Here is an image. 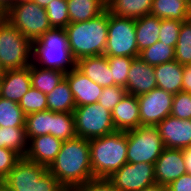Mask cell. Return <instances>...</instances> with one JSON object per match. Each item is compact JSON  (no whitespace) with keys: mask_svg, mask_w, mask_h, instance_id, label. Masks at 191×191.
I'll use <instances>...</instances> for the list:
<instances>
[{"mask_svg":"<svg viewBox=\"0 0 191 191\" xmlns=\"http://www.w3.org/2000/svg\"><path fill=\"white\" fill-rule=\"evenodd\" d=\"M139 57L152 66L171 62L175 60V47L157 41L150 47L140 51Z\"/></svg>","mask_w":191,"mask_h":191,"instance_id":"1f68e13d","label":"cell"},{"mask_svg":"<svg viewBox=\"0 0 191 191\" xmlns=\"http://www.w3.org/2000/svg\"><path fill=\"white\" fill-rule=\"evenodd\" d=\"M182 91L191 93V65H184Z\"/></svg>","mask_w":191,"mask_h":191,"instance_id":"7bdbcfd3","label":"cell"},{"mask_svg":"<svg viewBox=\"0 0 191 191\" xmlns=\"http://www.w3.org/2000/svg\"><path fill=\"white\" fill-rule=\"evenodd\" d=\"M7 17V13L0 7V21L5 20Z\"/></svg>","mask_w":191,"mask_h":191,"instance_id":"c3c4849f","label":"cell"},{"mask_svg":"<svg viewBox=\"0 0 191 191\" xmlns=\"http://www.w3.org/2000/svg\"><path fill=\"white\" fill-rule=\"evenodd\" d=\"M167 191H191V174L185 173L166 186Z\"/></svg>","mask_w":191,"mask_h":191,"instance_id":"b9f144b4","label":"cell"},{"mask_svg":"<svg viewBox=\"0 0 191 191\" xmlns=\"http://www.w3.org/2000/svg\"><path fill=\"white\" fill-rule=\"evenodd\" d=\"M0 147L11 149L24 157L28 149L26 128L0 126Z\"/></svg>","mask_w":191,"mask_h":191,"instance_id":"83f0119b","label":"cell"},{"mask_svg":"<svg viewBox=\"0 0 191 191\" xmlns=\"http://www.w3.org/2000/svg\"><path fill=\"white\" fill-rule=\"evenodd\" d=\"M62 142L51 134L33 137L28 141V149L24 157L29 161L49 168L55 161Z\"/></svg>","mask_w":191,"mask_h":191,"instance_id":"e0dca14e","label":"cell"},{"mask_svg":"<svg viewBox=\"0 0 191 191\" xmlns=\"http://www.w3.org/2000/svg\"><path fill=\"white\" fill-rule=\"evenodd\" d=\"M18 105L25 115L47 110V95L31 87L22 97Z\"/></svg>","mask_w":191,"mask_h":191,"instance_id":"d590c367","label":"cell"},{"mask_svg":"<svg viewBox=\"0 0 191 191\" xmlns=\"http://www.w3.org/2000/svg\"><path fill=\"white\" fill-rule=\"evenodd\" d=\"M114 0H104L106 7H108Z\"/></svg>","mask_w":191,"mask_h":191,"instance_id":"f5cc1de1","label":"cell"},{"mask_svg":"<svg viewBox=\"0 0 191 191\" xmlns=\"http://www.w3.org/2000/svg\"><path fill=\"white\" fill-rule=\"evenodd\" d=\"M73 191H119L108 178H93Z\"/></svg>","mask_w":191,"mask_h":191,"instance_id":"60d3db41","label":"cell"},{"mask_svg":"<svg viewBox=\"0 0 191 191\" xmlns=\"http://www.w3.org/2000/svg\"><path fill=\"white\" fill-rule=\"evenodd\" d=\"M2 183L10 191H65L48 168L22 157Z\"/></svg>","mask_w":191,"mask_h":191,"instance_id":"5b68a950","label":"cell"},{"mask_svg":"<svg viewBox=\"0 0 191 191\" xmlns=\"http://www.w3.org/2000/svg\"><path fill=\"white\" fill-rule=\"evenodd\" d=\"M45 10L52 28L65 29L70 24L67 0H53Z\"/></svg>","mask_w":191,"mask_h":191,"instance_id":"836d02e7","label":"cell"},{"mask_svg":"<svg viewBox=\"0 0 191 191\" xmlns=\"http://www.w3.org/2000/svg\"><path fill=\"white\" fill-rule=\"evenodd\" d=\"M106 57H138L135 19L119 17L109 12Z\"/></svg>","mask_w":191,"mask_h":191,"instance_id":"9c48e42d","label":"cell"},{"mask_svg":"<svg viewBox=\"0 0 191 191\" xmlns=\"http://www.w3.org/2000/svg\"><path fill=\"white\" fill-rule=\"evenodd\" d=\"M183 157L185 161L186 171L191 174V146L183 149Z\"/></svg>","mask_w":191,"mask_h":191,"instance_id":"ee69618b","label":"cell"},{"mask_svg":"<svg viewBox=\"0 0 191 191\" xmlns=\"http://www.w3.org/2000/svg\"><path fill=\"white\" fill-rule=\"evenodd\" d=\"M32 56L35 61L39 60L38 62L41 64H36L35 61L32 63L42 68L61 70L67 73L76 67V61L68 46L66 30L62 28H51L38 40L32 42Z\"/></svg>","mask_w":191,"mask_h":191,"instance_id":"277c9868","label":"cell"},{"mask_svg":"<svg viewBox=\"0 0 191 191\" xmlns=\"http://www.w3.org/2000/svg\"><path fill=\"white\" fill-rule=\"evenodd\" d=\"M109 10L88 21L65 27L68 46L74 60L104 55L108 37Z\"/></svg>","mask_w":191,"mask_h":191,"instance_id":"7a4b0ae2","label":"cell"},{"mask_svg":"<svg viewBox=\"0 0 191 191\" xmlns=\"http://www.w3.org/2000/svg\"><path fill=\"white\" fill-rule=\"evenodd\" d=\"M94 178H107L127 163V133L115 131L89 140Z\"/></svg>","mask_w":191,"mask_h":191,"instance_id":"3957f363","label":"cell"},{"mask_svg":"<svg viewBox=\"0 0 191 191\" xmlns=\"http://www.w3.org/2000/svg\"><path fill=\"white\" fill-rule=\"evenodd\" d=\"M173 94L158 87L137 96L140 125L156 126L171 114Z\"/></svg>","mask_w":191,"mask_h":191,"instance_id":"7c38bea8","label":"cell"},{"mask_svg":"<svg viewBox=\"0 0 191 191\" xmlns=\"http://www.w3.org/2000/svg\"><path fill=\"white\" fill-rule=\"evenodd\" d=\"M75 107L74 97L66 79L47 94V110L57 113H73Z\"/></svg>","mask_w":191,"mask_h":191,"instance_id":"484cf974","label":"cell"},{"mask_svg":"<svg viewBox=\"0 0 191 191\" xmlns=\"http://www.w3.org/2000/svg\"><path fill=\"white\" fill-rule=\"evenodd\" d=\"M188 20L191 22V9H190V14H189Z\"/></svg>","mask_w":191,"mask_h":191,"instance_id":"11a10c76","label":"cell"},{"mask_svg":"<svg viewBox=\"0 0 191 191\" xmlns=\"http://www.w3.org/2000/svg\"><path fill=\"white\" fill-rule=\"evenodd\" d=\"M32 42L8 20L0 21V62L6 70L28 67L33 60Z\"/></svg>","mask_w":191,"mask_h":191,"instance_id":"8992f818","label":"cell"},{"mask_svg":"<svg viewBox=\"0 0 191 191\" xmlns=\"http://www.w3.org/2000/svg\"><path fill=\"white\" fill-rule=\"evenodd\" d=\"M183 1L186 2L191 7V0H183Z\"/></svg>","mask_w":191,"mask_h":191,"instance_id":"db71d44e","label":"cell"},{"mask_svg":"<svg viewBox=\"0 0 191 191\" xmlns=\"http://www.w3.org/2000/svg\"><path fill=\"white\" fill-rule=\"evenodd\" d=\"M181 21L172 19H161L159 40L167 46L176 47L181 28Z\"/></svg>","mask_w":191,"mask_h":191,"instance_id":"8d00e7d4","label":"cell"},{"mask_svg":"<svg viewBox=\"0 0 191 191\" xmlns=\"http://www.w3.org/2000/svg\"><path fill=\"white\" fill-rule=\"evenodd\" d=\"M0 191H10L3 183L0 185Z\"/></svg>","mask_w":191,"mask_h":191,"instance_id":"f907efd6","label":"cell"},{"mask_svg":"<svg viewBox=\"0 0 191 191\" xmlns=\"http://www.w3.org/2000/svg\"><path fill=\"white\" fill-rule=\"evenodd\" d=\"M140 191H167L165 186L159 185L158 183H154L146 188L141 189Z\"/></svg>","mask_w":191,"mask_h":191,"instance_id":"bcb514c9","label":"cell"},{"mask_svg":"<svg viewBox=\"0 0 191 191\" xmlns=\"http://www.w3.org/2000/svg\"><path fill=\"white\" fill-rule=\"evenodd\" d=\"M127 133V163L155 164L164 150L157 126L140 125Z\"/></svg>","mask_w":191,"mask_h":191,"instance_id":"52a82bcc","label":"cell"},{"mask_svg":"<svg viewBox=\"0 0 191 191\" xmlns=\"http://www.w3.org/2000/svg\"><path fill=\"white\" fill-rule=\"evenodd\" d=\"M107 178L119 191H140L156 183L154 164L145 162L125 163Z\"/></svg>","mask_w":191,"mask_h":191,"instance_id":"8fae6325","label":"cell"},{"mask_svg":"<svg viewBox=\"0 0 191 191\" xmlns=\"http://www.w3.org/2000/svg\"><path fill=\"white\" fill-rule=\"evenodd\" d=\"M31 88L29 66L22 69L6 70L1 78L0 97L19 103Z\"/></svg>","mask_w":191,"mask_h":191,"instance_id":"d6986e66","label":"cell"},{"mask_svg":"<svg viewBox=\"0 0 191 191\" xmlns=\"http://www.w3.org/2000/svg\"><path fill=\"white\" fill-rule=\"evenodd\" d=\"M26 115L17 102L0 97V126L25 127Z\"/></svg>","mask_w":191,"mask_h":191,"instance_id":"f546056e","label":"cell"},{"mask_svg":"<svg viewBox=\"0 0 191 191\" xmlns=\"http://www.w3.org/2000/svg\"><path fill=\"white\" fill-rule=\"evenodd\" d=\"M191 7L183 0H153L150 14L160 19L188 21Z\"/></svg>","mask_w":191,"mask_h":191,"instance_id":"d4e9b609","label":"cell"},{"mask_svg":"<svg viewBox=\"0 0 191 191\" xmlns=\"http://www.w3.org/2000/svg\"><path fill=\"white\" fill-rule=\"evenodd\" d=\"M73 114L78 137L91 140L116 131L111 112L98 103L75 107Z\"/></svg>","mask_w":191,"mask_h":191,"instance_id":"30bf717a","label":"cell"},{"mask_svg":"<svg viewBox=\"0 0 191 191\" xmlns=\"http://www.w3.org/2000/svg\"><path fill=\"white\" fill-rule=\"evenodd\" d=\"M152 4L153 0H114L107 9L116 16L137 19L150 14Z\"/></svg>","mask_w":191,"mask_h":191,"instance_id":"4316f807","label":"cell"},{"mask_svg":"<svg viewBox=\"0 0 191 191\" xmlns=\"http://www.w3.org/2000/svg\"><path fill=\"white\" fill-rule=\"evenodd\" d=\"M33 0H15V4H20V3H24V2H31Z\"/></svg>","mask_w":191,"mask_h":191,"instance_id":"816d5d0a","label":"cell"},{"mask_svg":"<svg viewBox=\"0 0 191 191\" xmlns=\"http://www.w3.org/2000/svg\"><path fill=\"white\" fill-rule=\"evenodd\" d=\"M50 134L62 141L75 138L77 135L74 114L52 111V130H50Z\"/></svg>","mask_w":191,"mask_h":191,"instance_id":"4dcf8cb0","label":"cell"},{"mask_svg":"<svg viewBox=\"0 0 191 191\" xmlns=\"http://www.w3.org/2000/svg\"><path fill=\"white\" fill-rule=\"evenodd\" d=\"M170 115L179 119H191V93L181 91L173 96Z\"/></svg>","mask_w":191,"mask_h":191,"instance_id":"74e56055","label":"cell"},{"mask_svg":"<svg viewBox=\"0 0 191 191\" xmlns=\"http://www.w3.org/2000/svg\"><path fill=\"white\" fill-rule=\"evenodd\" d=\"M15 5V0H0V7L7 13Z\"/></svg>","mask_w":191,"mask_h":191,"instance_id":"f6af8a7d","label":"cell"},{"mask_svg":"<svg viewBox=\"0 0 191 191\" xmlns=\"http://www.w3.org/2000/svg\"><path fill=\"white\" fill-rule=\"evenodd\" d=\"M48 171L66 190L70 191L93 179L89 140L76 136L63 141Z\"/></svg>","mask_w":191,"mask_h":191,"instance_id":"6da1fadb","label":"cell"},{"mask_svg":"<svg viewBox=\"0 0 191 191\" xmlns=\"http://www.w3.org/2000/svg\"><path fill=\"white\" fill-rule=\"evenodd\" d=\"M133 58L107 57V61L111 70L113 85H119L126 88L127 78Z\"/></svg>","mask_w":191,"mask_h":191,"instance_id":"e575fe53","label":"cell"},{"mask_svg":"<svg viewBox=\"0 0 191 191\" xmlns=\"http://www.w3.org/2000/svg\"><path fill=\"white\" fill-rule=\"evenodd\" d=\"M160 25L161 19L151 14L135 19L138 52L159 40Z\"/></svg>","mask_w":191,"mask_h":191,"instance_id":"7402d4cb","label":"cell"},{"mask_svg":"<svg viewBox=\"0 0 191 191\" xmlns=\"http://www.w3.org/2000/svg\"><path fill=\"white\" fill-rule=\"evenodd\" d=\"M111 114L116 131L126 132L139 127L140 110L137 96L126 93Z\"/></svg>","mask_w":191,"mask_h":191,"instance_id":"ac0fdd59","label":"cell"},{"mask_svg":"<svg viewBox=\"0 0 191 191\" xmlns=\"http://www.w3.org/2000/svg\"><path fill=\"white\" fill-rule=\"evenodd\" d=\"M76 68L103 88L113 85L111 70L105 55L79 59L76 62Z\"/></svg>","mask_w":191,"mask_h":191,"instance_id":"ffe728a7","label":"cell"},{"mask_svg":"<svg viewBox=\"0 0 191 191\" xmlns=\"http://www.w3.org/2000/svg\"><path fill=\"white\" fill-rule=\"evenodd\" d=\"M125 87L119 85H112L110 87H104L102 94L99 97L98 104L105 107L112 112L113 108L118 105L121 99L126 95Z\"/></svg>","mask_w":191,"mask_h":191,"instance_id":"f35d334b","label":"cell"},{"mask_svg":"<svg viewBox=\"0 0 191 191\" xmlns=\"http://www.w3.org/2000/svg\"><path fill=\"white\" fill-rule=\"evenodd\" d=\"M157 87L175 95L182 91L184 65L176 60L154 66Z\"/></svg>","mask_w":191,"mask_h":191,"instance_id":"44dd1931","label":"cell"},{"mask_svg":"<svg viewBox=\"0 0 191 191\" xmlns=\"http://www.w3.org/2000/svg\"><path fill=\"white\" fill-rule=\"evenodd\" d=\"M157 87L154 66L143 61L139 56L133 58L129 70L126 92L139 96Z\"/></svg>","mask_w":191,"mask_h":191,"instance_id":"9a60e30c","label":"cell"},{"mask_svg":"<svg viewBox=\"0 0 191 191\" xmlns=\"http://www.w3.org/2000/svg\"><path fill=\"white\" fill-rule=\"evenodd\" d=\"M175 60L181 65H191V22H182L175 47Z\"/></svg>","mask_w":191,"mask_h":191,"instance_id":"d6a6232c","label":"cell"},{"mask_svg":"<svg viewBox=\"0 0 191 191\" xmlns=\"http://www.w3.org/2000/svg\"><path fill=\"white\" fill-rule=\"evenodd\" d=\"M65 79L72 91L76 107L98 103L103 87L90 80L76 67L65 74Z\"/></svg>","mask_w":191,"mask_h":191,"instance_id":"2e32d148","label":"cell"},{"mask_svg":"<svg viewBox=\"0 0 191 191\" xmlns=\"http://www.w3.org/2000/svg\"><path fill=\"white\" fill-rule=\"evenodd\" d=\"M31 87L43 92L45 95L65 79V72L55 69L38 67L34 63L29 65Z\"/></svg>","mask_w":191,"mask_h":191,"instance_id":"603a6c76","label":"cell"},{"mask_svg":"<svg viewBox=\"0 0 191 191\" xmlns=\"http://www.w3.org/2000/svg\"><path fill=\"white\" fill-rule=\"evenodd\" d=\"M6 20L31 42L52 28L45 8L33 1L15 4L7 12Z\"/></svg>","mask_w":191,"mask_h":191,"instance_id":"ba28073f","label":"cell"},{"mask_svg":"<svg viewBox=\"0 0 191 191\" xmlns=\"http://www.w3.org/2000/svg\"><path fill=\"white\" fill-rule=\"evenodd\" d=\"M53 0H33L39 6L46 8Z\"/></svg>","mask_w":191,"mask_h":191,"instance_id":"7dc6e473","label":"cell"},{"mask_svg":"<svg viewBox=\"0 0 191 191\" xmlns=\"http://www.w3.org/2000/svg\"><path fill=\"white\" fill-rule=\"evenodd\" d=\"M25 128L28 141L33 137L50 134L52 111L45 110L26 115Z\"/></svg>","mask_w":191,"mask_h":191,"instance_id":"f1b7e54d","label":"cell"},{"mask_svg":"<svg viewBox=\"0 0 191 191\" xmlns=\"http://www.w3.org/2000/svg\"><path fill=\"white\" fill-rule=\"evenodd\" d=\"M156 126L164 147L184 149L191 146V119L169 115Z\"/></svg>","mask_w":191,"mask_h":191,"instance_id":"5bb4252c","label":"cell"},{"mask_svg":"<svg viewBox=\"0 0 191 191\" xmlns=\"http://www.w3.org/2000/svg\"><path fill=\"white\" fill-rule=\"evenodd\" d=\"M154 171L155 182L165 187L187 173L183 149L165 147L154 164Z\"/></svg>","mask_w":191,"mask_h":191,"instance_id":"4fadbf2b","label":"cell"},{"mask_svg":"<svg viewBox=\"0 0 191 191\" xmlns=\"http://www.w3.org/2000/svg\"><path fill=\"white\" fill-rule=\"evenodd\" d=\"M67 5L70 23L88 21L107 9L104 0H67Z\"/></svg>","mask_w":191,"mask_h":191,"instance_id":"cb8c5ba5","label":"cell"},{"mask_svg":"<svg viewBox=\"0 0 191 191\" xmlns=\"http://www.w3.org/2000/svg\"><path fill=\"white\" fill-rule=\"evenodd\" d=\"M22 157L15 151L0 147V179L3 180Z\"/></svg>","mask_w":191,"mask_h":191,"instance_id":"ab89813d","label":"cell"},{"mask_svg":"<svg viewBox=\"0 0 191 191\" xmlns=\"http://www.w3.org/2000/svg\"><path fill=\"white\" fill-rule=\"evenodd\" d=\"M6 69L3 67L2 63L0 62V79L5 75Z\"/></svg>","mask_w":191,"mask_h":191,"instance_id":"681fc988","label":"cell"}]
</instances>
